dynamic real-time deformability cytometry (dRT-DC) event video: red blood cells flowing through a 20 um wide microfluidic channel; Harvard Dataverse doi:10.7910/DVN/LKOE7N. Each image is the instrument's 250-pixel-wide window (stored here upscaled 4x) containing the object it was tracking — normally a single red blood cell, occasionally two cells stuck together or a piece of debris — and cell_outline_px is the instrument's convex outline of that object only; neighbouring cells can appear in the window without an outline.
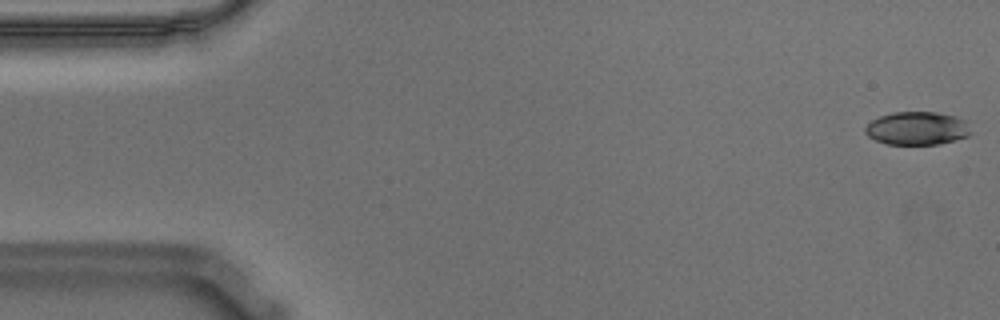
{"species": "Egyptian fruit bat (a non-hibernating species)", "species_latin": "Rousettus aegyptiacus", "temperature_condition": "warm", "stored_images_in_passage": 56, "camera_frame_rate_fps": 3000, "um_per_image_px": 0.085, "animal": {"sex": "male"}, "frame": {"image": 1, "passage_image": 1, "time_ms": 0.0, "image_size_px": [1000, 320], "cell_outline_px": [[972, 132], [968, 136], [940, 144], [888, 144], [876, 140], [868, 136], [864, 132], [864, 128], [872, 120], [880, 116], [892, 112], [936, 112], [956, 116], [968, 120]], "centroid_in_image_um": [78.0, 10.9], "position_along_channel_um": 7.0, "area_um2": 20.63}}
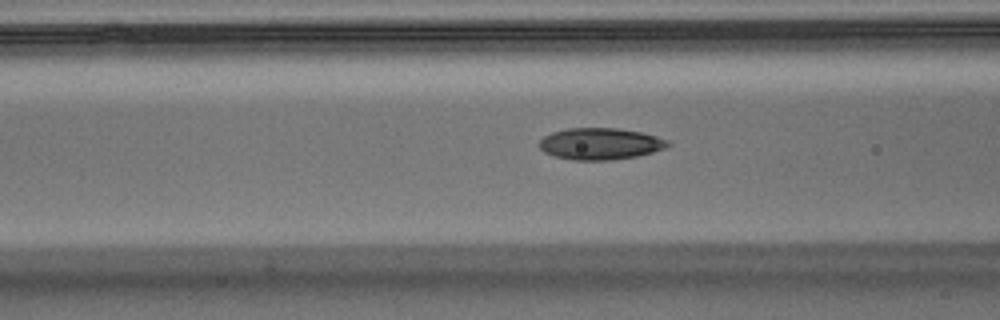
{"frame": {"image": 2, "passage_image": 21, "time_ms": 6.667, "image_size_px": [1000, 320], "cell_outline_px": [[672, 144], [664, 148], [652, 152], [636, 156], [612, 160], [572, 160], [556, 156], [544, 152], [540, 148], [540, 140], [544, 136], [552, 132], [568, 128], [616, 128], [640, 132], [656, 136], [668, 140]], "centroid_in_image_um": [51.02, 12.22], "position_along_channel_um": 115.6, "area_um2": 23.58}}
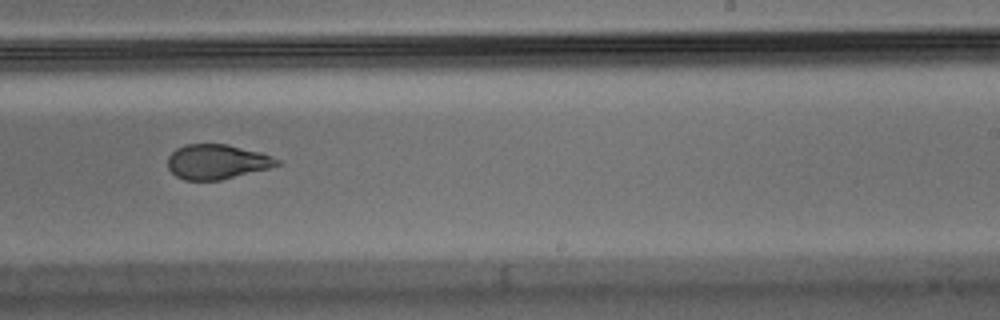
{"frame": {"image": 3, "passage_image": 34, "time_ms": 11.0, "image_size_px": [1000, 320], "cell_outline_px": [[284, 160], [280, 164], [268, 168], [220, 180], [184, 180], [176, 176], [168, 168], [168, 156], [176, 148], [184, 144], [228, 144], [260, 152]], "centroid_in_image_um": [18.44, 13.74], "position_along_channel_um": 270.6, "area_um2": 22.2}, "authors_computed_cell_mechanics": {"area_um2": 22.9755, "velocity_mm_per_s": 3.5744, "shape_relaxation_time_tau1_ms": 7.5839, "shape_relaxation_time_tau2_ms": 1.5724, "deformation_change_tau1": 0.2193, "deformation_change_tau2": 0.0761}}